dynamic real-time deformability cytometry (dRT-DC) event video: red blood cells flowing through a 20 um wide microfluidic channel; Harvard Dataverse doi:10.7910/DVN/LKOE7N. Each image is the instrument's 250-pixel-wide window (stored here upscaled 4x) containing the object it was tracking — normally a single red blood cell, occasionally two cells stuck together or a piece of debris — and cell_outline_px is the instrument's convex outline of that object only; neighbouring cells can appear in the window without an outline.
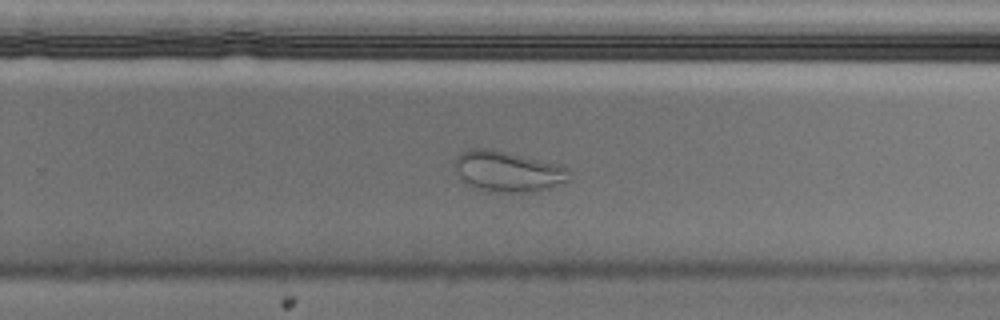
{"species": "Egyptian fruit bat (a non-hibernating species)", "species_latin": "Rousettus aegyptiacus", "temperature_condition": "cold", "stored_images_in_passage": 50, "camera_frame_rate_fps": 3000, "um_per_image_px": 0.085, "animal": {"sex": "male"}, "frame": {"image": 1, "passage_image": 29, "time_ms": 9.333, "image_size_px": [1000, 320], "cell_outline_px": [[568, 180], [548, 188], [532, 192], [508, 192], [480, 188], [468, 184], [460, 176], [456, 168], [456, 156], [460, 152], [468, 148], [492, 148], [560, 164], [568, 168]], "centroid_in_image_um": [43.18, 14.52], "position_along_channel_um": 286.6, "area_um2": 26.76}}